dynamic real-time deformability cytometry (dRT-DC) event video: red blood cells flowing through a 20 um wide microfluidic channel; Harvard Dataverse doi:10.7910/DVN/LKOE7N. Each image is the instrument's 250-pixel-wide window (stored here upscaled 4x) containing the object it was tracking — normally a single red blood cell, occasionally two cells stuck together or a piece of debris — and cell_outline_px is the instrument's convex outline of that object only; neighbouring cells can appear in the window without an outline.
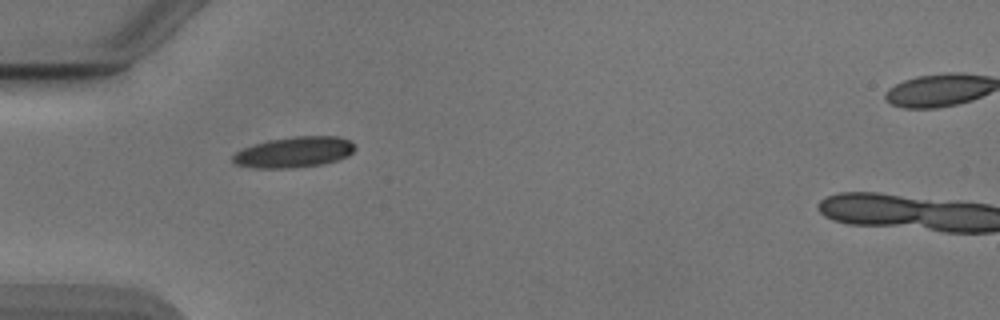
{"species": "Egyptian fruit bat (a non-hibernating species)", "species_latin": "Rousettus aegyptiacus", "temperature_condition": "cold", "stored_images_in_passage": 31, "camera_frame_rate_fps": 3000, "um_per_image_px": 0.085, "animal": {"sex": "male"}, "frame": {"image": 1, "passage_image": 1, "time_ms": 0.0, "image_size_px": [1000, 320], "cell_outline_px": [[356, 148], [348, 156], [336, 160], [320, 164], [288, 168], [256, 168], [236, 164], [232, 160], [232, 156], [236, 152], [244, 148], [268, 140], [296, 136], [340, 136], [352, 140]], "centroid_in_image_um": [25.04, 12.92], "position_along_channel_um": 60.0, "area_um2": 21.73}}
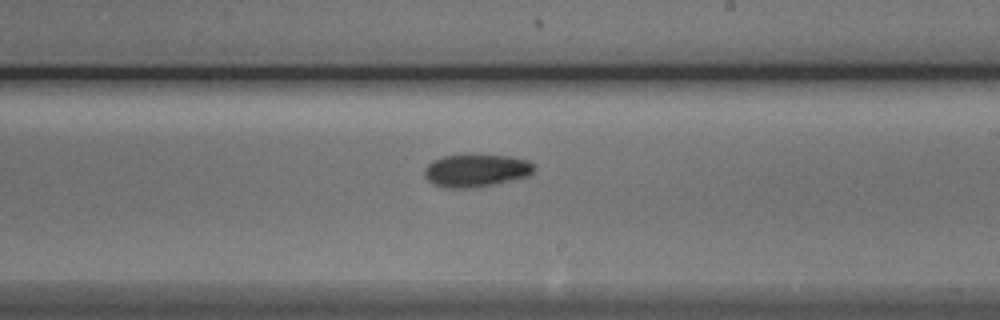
{"frame": {"image": 2, "passage_image": 16, "time_ms": 5.0, "image_size_px": [1000, 320], "cell_outline_px": [[536, 168], [528, 176], [496, 184], [476, 188], [448, 188], [432, 184], [424, 176], [424, 168], [432, 160], [444, 156], [512, 156], [528, 160]], "centroid_in_image_um": [40.46, 14.52], "position_along_channel_um": 248.5, "area_um2": 20.81}}
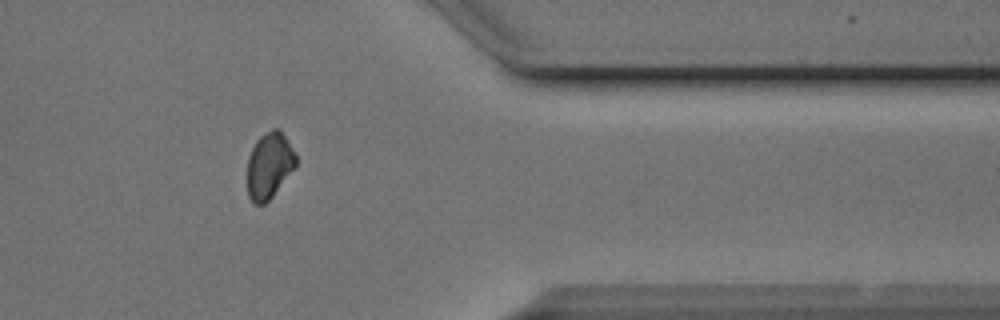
{"frame": {"image": 3, "passage_image": 28, "time_ms": 9.0, "image_size_px": [1000, 320], "cell_outline_px": [[296, 164], [272, 196], [264, 204], [256, 204], [248, 196], [248, 156], [256, 140], [260, 136], [272, 128], [280, 128], [296, 156]], "centroid_in_image_um": [22.86, 14.03], "position_along_channel_um": 388.5, "area_um2": 18.32}, "authors_computed_cell_mechanics": {"area_um2": 20.2878, "velocity_mm_per_s": 3.8687, "shape_relaxation_time_tau1_ms": 7.3033, "shape_relaxation_time_tau2_ms": null, "deformation_change_tau1": 0.1484, "deformation_change_tau2": null}}